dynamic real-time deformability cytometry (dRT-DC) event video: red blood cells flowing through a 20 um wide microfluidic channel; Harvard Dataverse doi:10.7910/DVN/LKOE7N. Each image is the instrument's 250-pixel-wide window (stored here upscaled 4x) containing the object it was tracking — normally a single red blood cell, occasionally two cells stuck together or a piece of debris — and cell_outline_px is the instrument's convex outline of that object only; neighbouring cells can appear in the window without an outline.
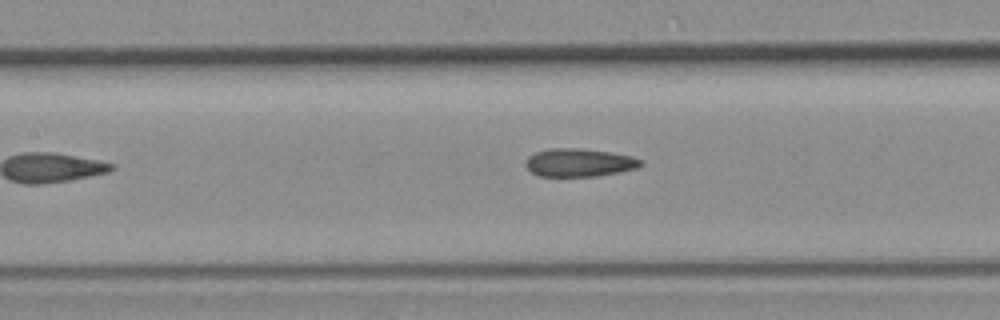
{"species": "common noctule bat (a hibernating species)", "species_latin": "Nyctalus noctula", "temperature_condition": "room temperature", "stored_images_in_passage": 7, "camera_frame_rate_fps": 3000, "um_per_image_px": 0.085, "animal": {"sex": "female", "body_mass_g": 19.3, "forearm_length_mm": 54.1}, "frame": {"image": 1, "passage_image": 6, "time_ms": 1.667, "image_size_px": [1000, 320], "cell_outline_px": [[644, 164], [640, 168], [620, 172], [596, 176], [540, 176], [532, 172], [524, 164], [528, 156], [536, 152], [548, 148], [580, 148], [608, 152], [632, 156], [640, 160]], "centroid_in_image_um": [49.24, 13.82], "position_along_channel_um": 158.2, "area_um2": 18.9}}
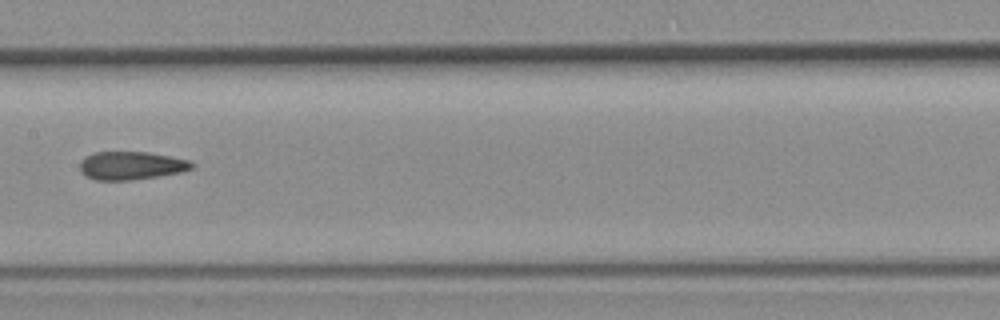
{"frame": {"image": 2, "passage_image": 7, "time_ms": 2.0, "image_size_px": [1000, 320], "cell_outline_px": [[196, 164], [192, 168], [180, 172], [132, 180], [96, 180], [84, 176], [80, 172], [80, 160], [84, 156], [92, 152], [148, 152], [188, 160]], "centroid_in_image_um": [11.08, 14.07], "position_along_channel_um": 196.3, "area_um2": 18.44}}